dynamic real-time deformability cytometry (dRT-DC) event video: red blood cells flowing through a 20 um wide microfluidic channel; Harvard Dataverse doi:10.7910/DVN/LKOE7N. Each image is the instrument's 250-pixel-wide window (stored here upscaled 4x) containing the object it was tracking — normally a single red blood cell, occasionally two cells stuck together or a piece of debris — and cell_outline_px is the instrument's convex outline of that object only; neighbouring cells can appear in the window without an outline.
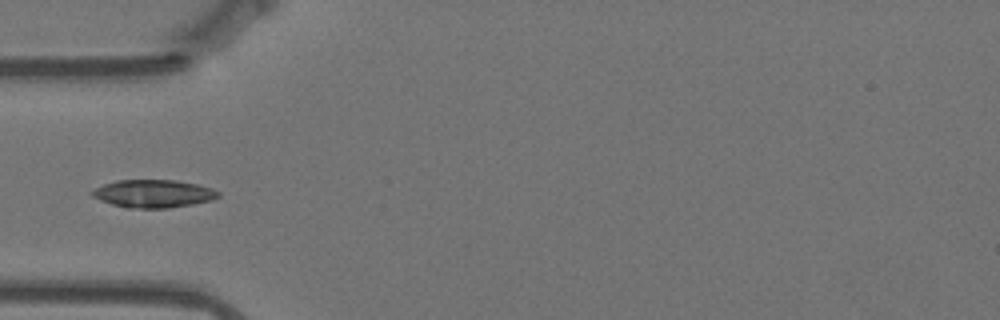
{"species": "Egyptian fruit bat (a non-hibernating species)", "species_latin": "Rousettus aegyptiacus", "temperature_condition": "warm", "stored_images_in_passage": 40, "camera_frame_rate_fps": 3000, "um_per_image_px": 0.085, "animal": {"sex": "female"}, "frame": {"image": 1, "passage_image": 1, "time_ms": 0.0, "image_size_px": [1000, 320], "cell_outline_px": [[220, 196], [212, 200], [192, 204], [168, 208], [128, 208], [112, 204], [100, 200], [92, 196], [88, 192], [104, 184], [116, 180], [176, 180], [196, 184], [212, 188], [220, 192]], "centroid_in_image_um": [13.03, 16.46], "position_along_channel_um": 72.0, "area_um2": 20.52}}
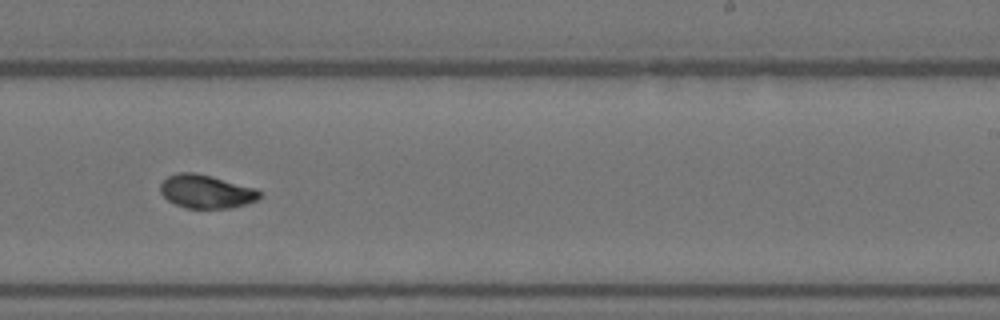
{"frame": {"image": 2, "passage_image": 18, "time_ms": 5.667, "image_size_px": [1000, 320], "cell_outline_px": [[260, 200], [232, 208], [184, 208], [168, 200], [160, 192], [160, 184], [168, 176], [176, 172], [196, 172], [212, 176], [256, 188], [260, 192]], "centroid_in_image_um": [17.54, 16.27], "position_along_channel_um": 271.5, "area_um2": 19.54}}
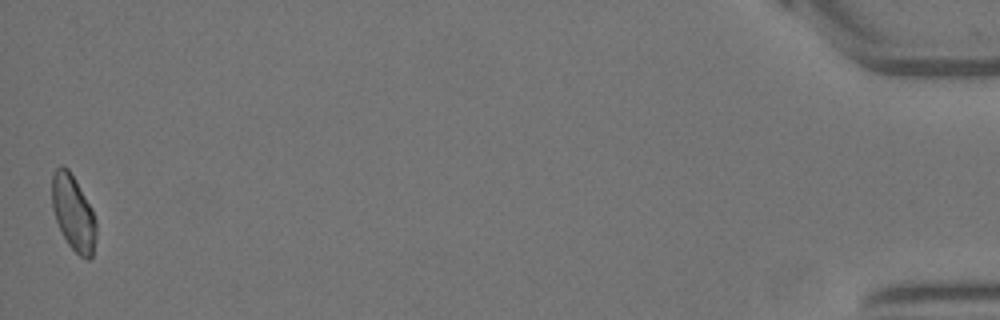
{"frame": {"image": 3, "passage_image": 40, "time_ms": 13.0, "image_size_px": [1000, 320], "cell_outline_px": [[96, 236], [92, 256], [88, 260], [80, 256], [68, 244], [56, 220], [52, 208], [52, 172], [60, 164], [64, 164], [68, 168], [76, 180], [92, 208], [96, 220]], "centroid_in_image_um": [6.23, 18.05], "position_along_channel_um": 429.0, "area_um2": 19.54}}